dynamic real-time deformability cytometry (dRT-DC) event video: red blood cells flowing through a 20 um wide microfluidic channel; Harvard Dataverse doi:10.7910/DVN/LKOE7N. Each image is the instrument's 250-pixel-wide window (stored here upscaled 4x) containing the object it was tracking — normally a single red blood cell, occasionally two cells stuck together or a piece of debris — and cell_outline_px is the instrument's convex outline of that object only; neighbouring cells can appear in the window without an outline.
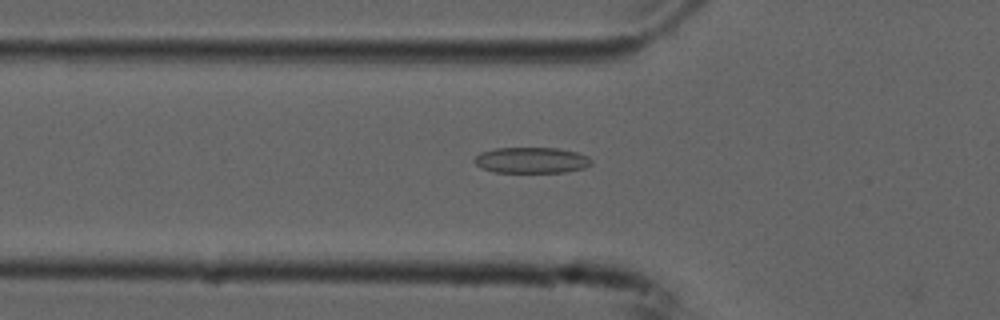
{"species": "common noctule bat (a hibernating species)", "species_latin": "Nyctalus noctula", "temperature_condition": "cold", "stored_images_in_passage": 54, "camera_frame_rate_fps": 3000, "um_per_image_px": 0.085, "animal": {"sex": "male", "forearm_length_mm": 52.5}, "frame": {"image": 1, "passage_image": 18, "time_ms": 5.667, "image_size_px": [1000, 320], "cell_outline_px": [[592, 164], [584, 168], [564, 172], [492, 172], [480, 168], [472, 160], [480, 152], [496, 148], [556, 148], [576, 152], [588, 156], [592, 160]], "centroid_in_image_um": [45.15, 13.62], "position_along_channel_um": 80.7, "area_um2": 17.74}}
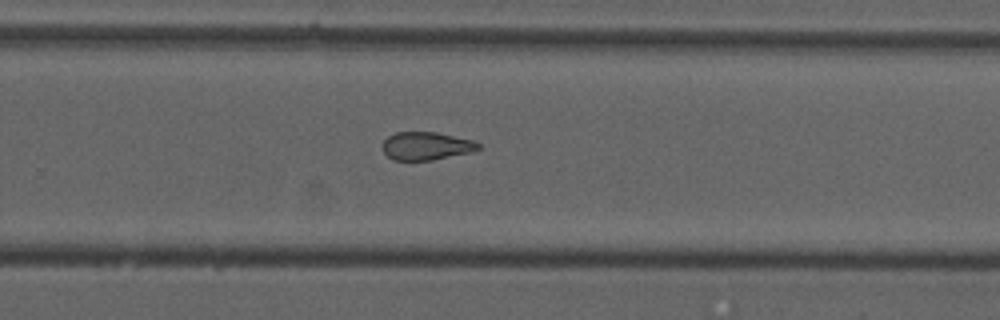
{"frame": {"image": 2, "passage_image": 35, "time_ms": 11.333, "image_size_px": [1000, 320], "cell_outline_px": [[480, 148], [472, 152], [432, 160], [392, 160], [380, 148], [380, 144], [388, 136], [396, 132], [436, 132], [472, 140], [480, 144]], "centroid_in_image_um": [36.18, 12.41], "position_along_channel_um": 293.6, "area_um2": 15.78}}
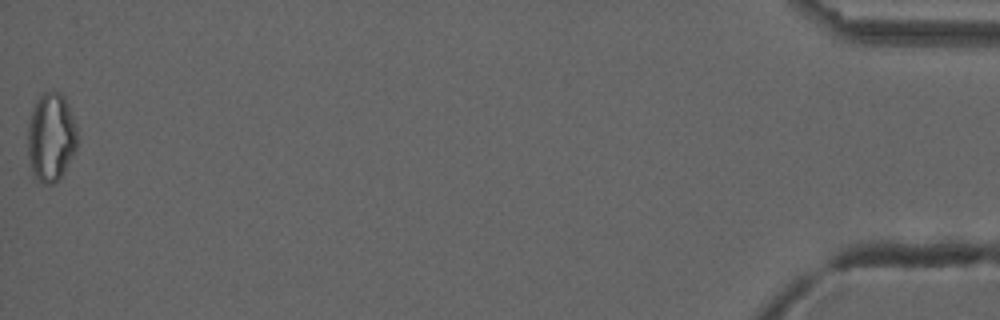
{"frame": {"image": 3, "passage_image": 54, "time_ms": 17.667, "image_size_px": [1000, 320], "cell_outline_px": [[76, 148], [64, 172], [52, 184], [44, 184], [36, 180], [32, 176], [28, 156], [28, 124], [32, 108], [40, 96], [44, 92], [60, 92], [64, 96], [68, 104], [76, 124]], "centroid_in_image_um": [4.31, 11.67], "position_along_channel_um": 430.9, "area_um2": 25.61}, "authors_computed_cell_mechanics": {"area_um2": 18.0625, "velocity_mm_per_s": 3.7551, "shape_relaxation_time_tau1_ms": null, "shape_relaxation_time_tau2_ms": 2.766, "deformation_change_tau1": null, "deformation_change_tau2": 0.0981}}